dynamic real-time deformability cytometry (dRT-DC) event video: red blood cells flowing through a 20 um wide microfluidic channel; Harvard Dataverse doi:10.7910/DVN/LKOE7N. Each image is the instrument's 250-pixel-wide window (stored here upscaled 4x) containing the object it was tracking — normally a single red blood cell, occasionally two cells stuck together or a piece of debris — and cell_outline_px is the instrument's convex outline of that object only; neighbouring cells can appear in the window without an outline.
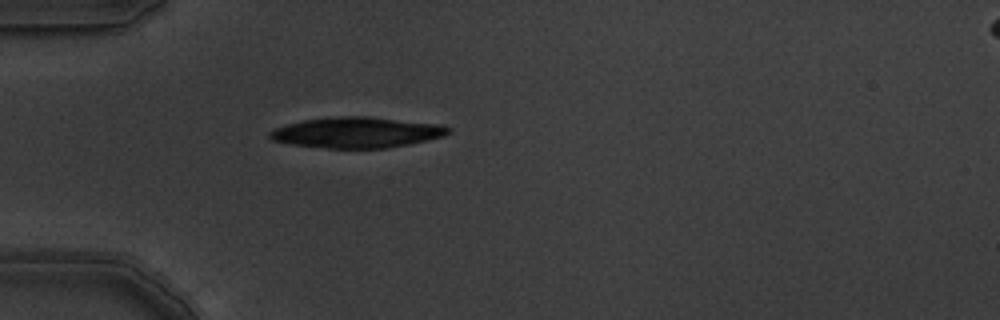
{"species": "common noctule bat (a hibernating species)", "species_latin": "Nyctalus noctula", "temperature_condition": "warm", "stored_images_in_passage": 1, "camera_frame_rate_fps": 3000, "um_per_image_px": 0.085, "animal": {"sex": "male", "body_mass_g": 19.5, "forearm_length_mm": 54.6}, "frame": {"image": 1, "passage_image": 1, "time_ms": 0.0, "image_size_px": [1000, 320], "cell_outline_px": [[452, 132], [444, 136], [408, 144], [384, 148], [328, 148], [292, 144], [272, 140], [268, 136], [268, 132], [276, 128], [288, 124], [304, 120], [340, 116], [372, 116], [440, 124], [452, 128]], "centroid_in_image_um": [30.37, 11.25], "position_along_channel_um": 54.6, "area_um2": 31.91}}